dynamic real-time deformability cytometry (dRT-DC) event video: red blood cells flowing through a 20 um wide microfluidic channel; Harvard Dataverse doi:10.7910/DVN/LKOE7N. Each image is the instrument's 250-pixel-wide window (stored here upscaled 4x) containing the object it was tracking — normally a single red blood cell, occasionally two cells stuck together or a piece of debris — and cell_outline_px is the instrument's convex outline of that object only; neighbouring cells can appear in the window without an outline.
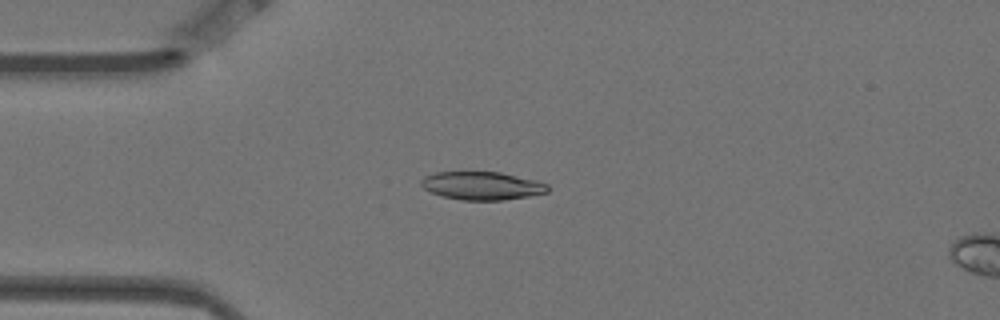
{"species": "Egyptian fruit bat (a non-hibernating species)", "species_latin": "Rousettus aegyptiacus", "temperature_condition": "warm", "stored_images_in_passage": 3, "camera_frame_rate_fps": 3000, "um_per_image_px": 0.085, "animal": {"sex": "female"}, "frame": {"image": 1, "passage_image": 2, "time_ms": 0.333, "image_size_px": [1000, 320], "cell_outline_px": [[548, 192], [528, 196], [504, 200], [460, 200], [444, 196], [432, 192], [424, 188], [420, 184], [420, 180], [424, 176], [436, 172], [500, 172], [536, 180], [548, 184]], "centroid_in_image_um": [40.97, 15.78], "position_along_channel_um": 44.0, "area_um2": 20.69}}